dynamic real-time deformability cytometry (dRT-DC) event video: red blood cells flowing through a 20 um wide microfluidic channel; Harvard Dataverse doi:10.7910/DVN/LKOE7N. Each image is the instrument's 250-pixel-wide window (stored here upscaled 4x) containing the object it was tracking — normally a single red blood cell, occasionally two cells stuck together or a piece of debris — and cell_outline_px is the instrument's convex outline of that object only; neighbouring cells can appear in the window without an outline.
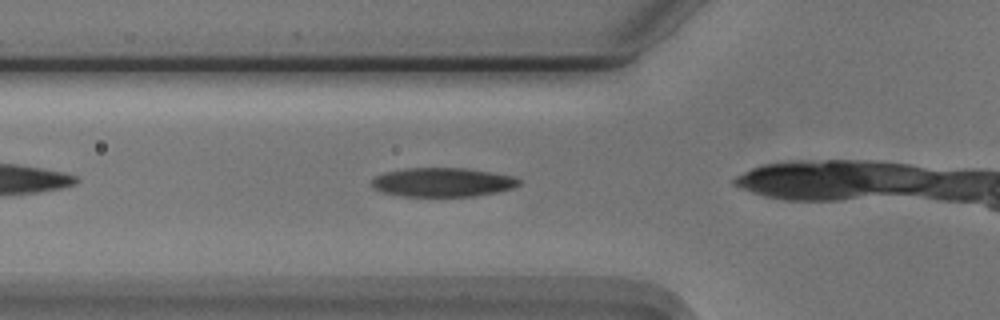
{"species": "Egyptian fruit bat (a non-hibernating species)", "species_latin": "Rousettus aegyptiacus", "temperature_condition": "cold", "stored_images_in_passage": 10, "camera_frame_rate_fps": 3000, "um_per_image_px": 0.085, "animal": {"sex": "male"}, "frame": {"image": 1, "passage_image": 6, "time_ms": 1.667, "image_size_px": [1000, 320], "cell_outline_px": [[520, 184], [512, 188], [496, 192], [476, 196], [400, 196], [380, 192], [372, 188], [372, 180], [376, 176], [388, 172], [408, 168], [468, 168], [512, 176], [520, 180]], "centroid_in_image_um": [37.61, 15.5], "position_along_channel_um": 88.2, "area_um2": 24.8}}